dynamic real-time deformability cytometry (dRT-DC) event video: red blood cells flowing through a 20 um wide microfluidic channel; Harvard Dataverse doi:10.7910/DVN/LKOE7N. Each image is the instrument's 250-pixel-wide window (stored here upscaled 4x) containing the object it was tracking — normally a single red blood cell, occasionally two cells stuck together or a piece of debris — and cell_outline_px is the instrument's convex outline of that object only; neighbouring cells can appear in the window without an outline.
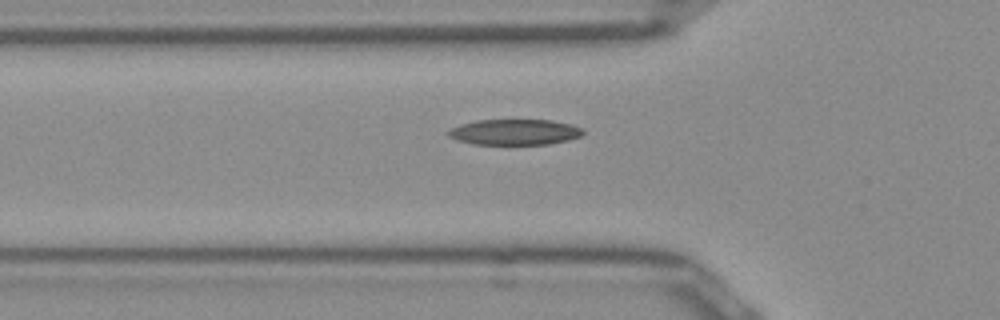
{"species": "Egyptian fruit bat (a non-hibernating species)", "species_latin": "Rousettus aegyptiacus", "temperature_condition": "room temperature", "stored_images_in_passage": 33, "camera_frame_rate_fps": 3000, "um_per_image_px": 0.085, "frame": {"image": 1, "passage_image": 5, "time_ms": 1.333, "image_size_px": [1000, 320], "cell_outline_px": [[584, 132], [580, 136], [568, 140], [548, 144], [472, 144], [456, 140], [448, 136], [444, 132], [448, 128], [460, 124], [476, 120], [552, 120], [568, 124], [580, 128]], "centroid_in_image_um": [43.64, 11.22], "position_along_channel_um": 82.2, "area_um2": 20.23}}
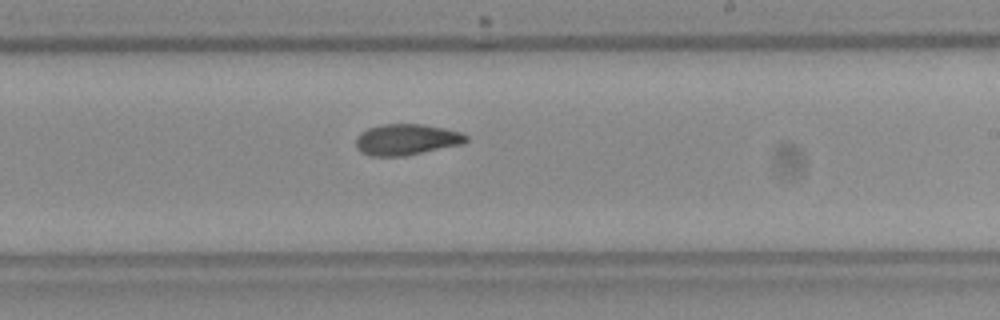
{"frame": {"image": 2, "passage_image": 18, "time_ms": 5.667, "image_size_px": [1000, 320], "cell_outline_px": [[468, 140], [464, 144], [404, 156], [368, 156], [360, 152], [356, 148], [356, 136], [360, 132], [368, 128], [380, 124], [424, 124], [444, 128], [460, 132], [468, 136]], "centroid_in_image_um": [34.53, 11.86], "position_along_channel_um": 254.5, "area_um2": 20.23}}
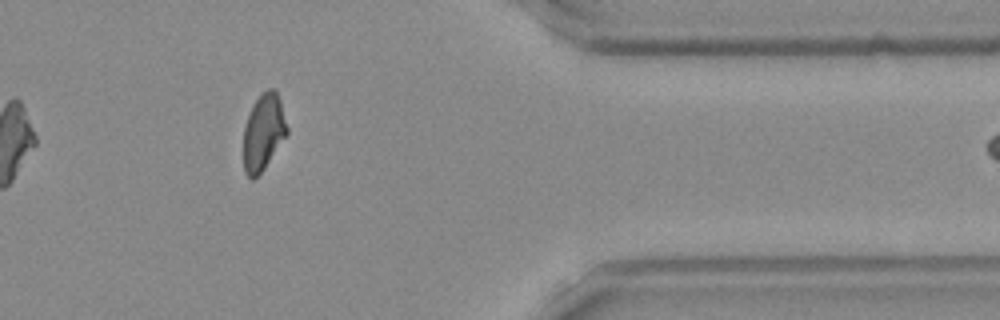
{"frame": {"image": 3, "passage_image": 30, "time_ms": 9.667, "image_size_px": [1000, 320], "cell_outline_px": [[288, 132], [264, 168], [252, 180], [244, 172], [244, 128], [248, 116], [260, 92], [268, 88], [276, 88], [280, 100], [288, 128]], "centroid_in_image_um": [22.4, 11.19], "position_along_channel_um": 389.0, "area_um2": 19.13}, "authors_computed_cell_mechanics": {"area_um2": 20.23, "velocity_mm_per_s": 3.957, "shape_relaxation_time_tau1_ms": 6.0382, "shape_relaxation_time_tau2_ms": 3.3372, "deformation_change_tau1": 0.1961, "deformation_change_tau2": 0.0946}}